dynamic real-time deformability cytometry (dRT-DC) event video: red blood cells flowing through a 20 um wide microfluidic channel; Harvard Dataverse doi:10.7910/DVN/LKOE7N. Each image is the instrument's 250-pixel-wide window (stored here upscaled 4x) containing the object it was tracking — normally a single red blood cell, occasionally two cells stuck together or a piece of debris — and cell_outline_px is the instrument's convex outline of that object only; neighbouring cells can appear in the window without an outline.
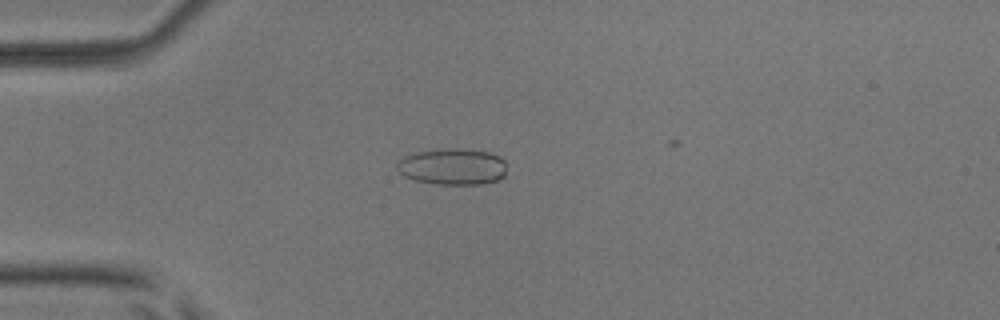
{"species": "common noctule bat (a hibernating species)", "species_latin": "Nyctalus noctula", "temperature_condition": "room temperature", "stored_images_in_passage": 43, "camera_frame_rate_fps": 3000, "um_per_image_px": 0.085, "animal": {"sex": "male", "body_mass_g": 17.9, "forearm_length_mm": 54.2}, "frame": {"image": 1, "passage_image": 5, "time_ms": 1.333, "image_size_px": [1000, 320], "cell_outline_px": [[504, 176], [496, 180], [480, 184], [436, 184], [416, 180], [404, 176], [396, 168], [396, 164], [408, 152], [452, 148], [456, 148], [488, 152], [500, 156], [504, 160]], "centroid_in_image_um": [38.42, 14.15], "position_along_channel_um": 46.6, "area_um2": 23.24}}
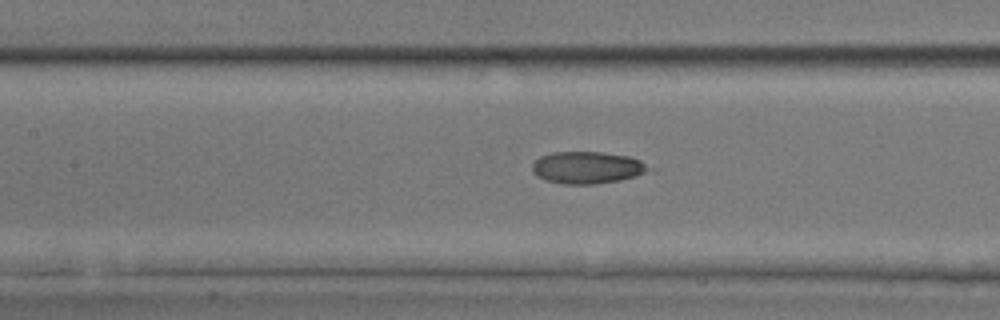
{"frame": {"image": 2, "passage_image": 15, "time_ms": 4.667, "image_size_px": [1000, 320], "cell_outline_px": [[656, 168], [636, 176], [620, 180], [592, 184], [564, 184], [544, 180], [536, 176], [532, 172], [532, 164], [540, 156], [552, 152], [600, 152], [628, 156], [640, 160]], "centroid_in_image_um": [49.93, 14.24], "position_along_channel_um": 157.5, "area_um2": 21.96}}
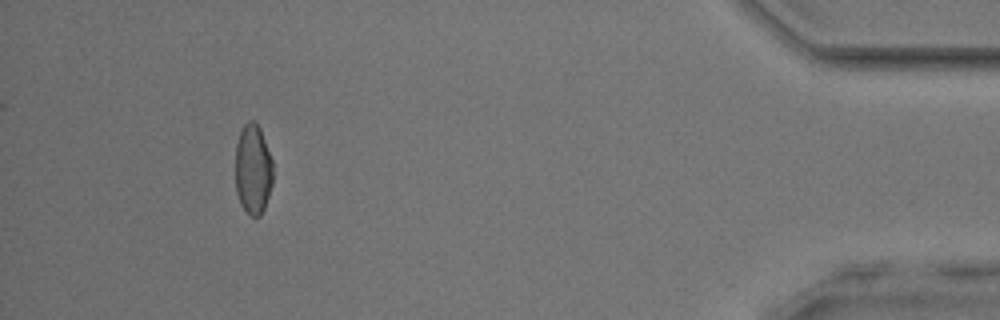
{"frame": {"image": 3, "passage_image": 39, "time_ms": 12.667, "image_size_px": [1000, 320], "cell_outline_px": [[272, 184], [264, 208], [260, 216], [252, 216], [240, 204], [236, 192], [236, 144], [240, 132], [244, 124], [248, 120], [252, 120], [260, 128], [272, 160]], "centroid_in_image_um": [21.5, 14.38], "position_along_channel_um": 413.7, "area_um2": 19.54}, "authors_computed_cell_mechanics": {"area_um2": 21.4438, "velocity_mm_per_s": 3.9691, "shape_relaxation_time_tau1_ms": null, "shape_relaxation_time_tau2_ms": 2.0969, "deformation_change_tau1": null, "deformation_change_tau2": 0.0906}}